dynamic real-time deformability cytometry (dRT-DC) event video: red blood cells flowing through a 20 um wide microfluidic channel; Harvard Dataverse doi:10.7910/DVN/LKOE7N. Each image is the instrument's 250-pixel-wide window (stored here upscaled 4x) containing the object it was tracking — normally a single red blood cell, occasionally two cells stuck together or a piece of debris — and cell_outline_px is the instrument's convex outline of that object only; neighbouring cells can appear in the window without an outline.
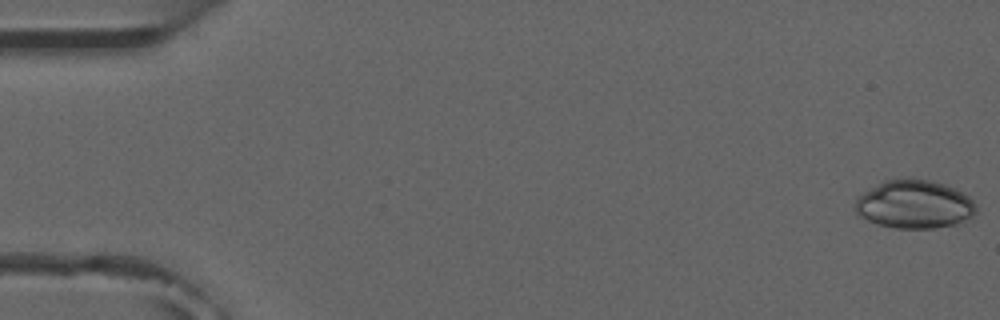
{"species": "common noctule bat (a hibernating species)", "species_latin": "Nyctalus noctula", "temperature_condition": "room temperature", "stored_images_in_passage": 5, "camera_frame_rate_fps": 3000, "um_per_image_px": 0.085, "animal": {"sex": "male", "forearm_length_mm": 52.5}, "frame": {"image": 1, "passage_image": 1, "time_ms": 0.0, "image_size_px": [1000, 320], "cell_outline_px": [[976, 212], [972, 216], [956, 224], [936, 228], [896, 228], [880, 224], [856, 216], [856, 200], [864, 192], [884, 180], [908, 176], [928, 180], [944, 184], [968, 196], [976, 204]], "centroid_in_image_um": [77.71, 17.35], "position_along_channel_um": 7.3, "area_um2": 34.1}}